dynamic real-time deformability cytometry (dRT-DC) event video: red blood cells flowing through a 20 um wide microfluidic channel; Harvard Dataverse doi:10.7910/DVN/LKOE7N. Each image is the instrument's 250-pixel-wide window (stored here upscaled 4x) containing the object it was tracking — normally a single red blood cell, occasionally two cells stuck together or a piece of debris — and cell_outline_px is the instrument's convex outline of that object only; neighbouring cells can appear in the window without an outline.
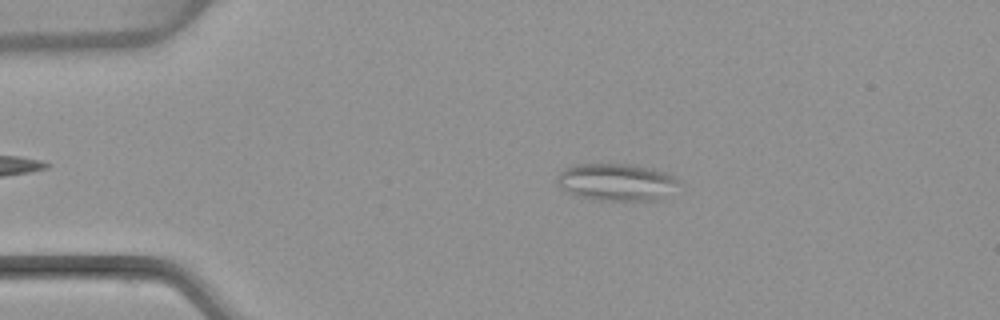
{"species": "common noctule bat (a hibernating species)", "species_latin": "Nyctalus noctula", "temperature_condition": "warm", "stored_images_in_passage": 45, "segment_of_instrument_passage": [1, 2], "camera_frame_rate_fps": 3000, "um_per_image_px": 0.085, "animal": {"sex": "female", "body_mass_g": 22.7, "forearm_length_mm": 54.2}, "frame": {"image": 1, "passage_image": 10, "time_ms": 3.0, "image_size_px": [1000, 320], "cell_outline_px": [[680, 180], [656, 200], [600, 200], [576, 196], [560, 188], [556, 180], [556, 176], [564, 168], [572, 164], [632, 164], [652, 168], [664, 172]], "centroid_in_image_um": [52.27, 15.45], "position_along_channel_um": 32.7, "area_um2": 26.01}}
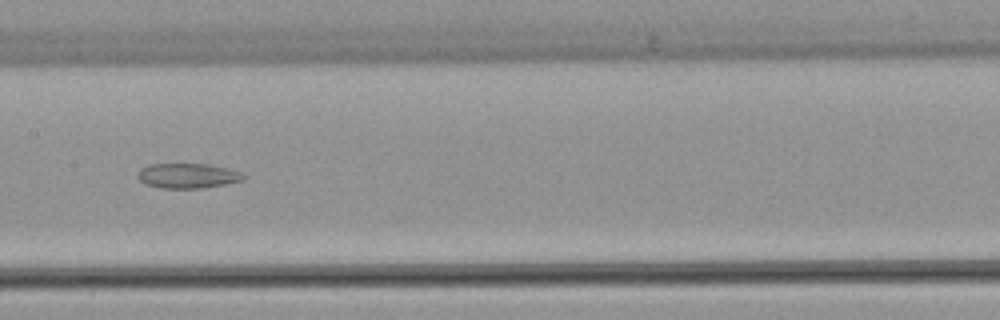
{"frame": {"image": 2, "passage_image": 26, "time_ms": 8.333, "image_size_px": [1000, 320], "cell_outline_px": [[248, 176], [244, 180], [224, 184], [200, 188], [160, 188], [144, 184], [140, 180], [140, 168], [148, 164], [208, 164], [228, 168], [240, 172]], "centroid_in_image_um": [15.98, 14.94], "position_along_channel_um": 191.4, "area_um2": 15.32}}
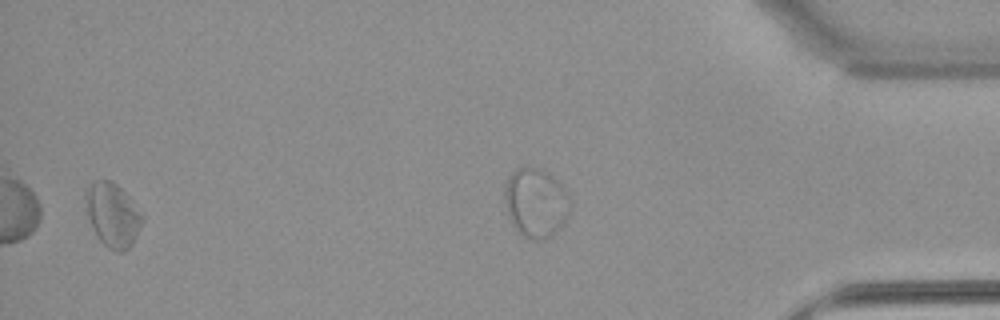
{"frame": {"image": 3, "passage_image": 43, "time_ms": 14.0, "image_size_px": [1000, 320], "cell_outline_px": [[144, 220], [132, 244], [124, 252], [116, 252], [108, 248], [100, 240], [92, 228], [88, 216], [88, 188], [96, 180], [112, 180], [128, 196], [144, 216]], "centroid_in_image_um": [9.63, 18.31], "position_along_channel_um": 425.6, "area_um2": 20.52}}